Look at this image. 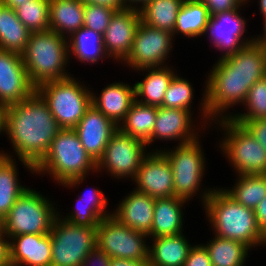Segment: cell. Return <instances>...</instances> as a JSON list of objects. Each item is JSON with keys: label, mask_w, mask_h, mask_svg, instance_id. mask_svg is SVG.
I'll return each mask as SVG.
<instances>
[{"label": "cell", "mask_w": 266, "mask_h": 266, "mask_svg": "<svg viewBox=\"0 0 266 266\" xmlns=\"http://www.w3.org/2000/svg\"><path fill=\"white\" fill-rule=\"evenodd\" d=\"M167 65L163 67H152L137 70L142 72L144 78L141 81H135V97L140 103L160 107L163 104L165 92L177 73L174 66ZM175 68V69H174Z\"/></svg>", "instance_id": "obj_26"}, {"label": "cell", "mask_w": 266, "mask_h": 266, "mask_svg": "<svg viewBox=\"0 0 266 266\" xmlns=\"http://www.w3.org/2000/svg\"><path fill=\"white\" fill-rule=\"evenodd\" d=\"M36 92L22 55L0 49V102L9 106L31 97Z\"/></svg>", "instance_id": "obj_18"}, {"label": "cell", "mask_w": 266, "mask_h": 266, "mask_svg": "<svg viewBox=\"0 0 266 266\" xmlns=\"http://www.w3.org/2000/svg\"><path fill=\"white\" fill-rule=\"evenodd\" d=\"M244 106V107H243ZM241 112L233 110V121H252L266 119V76L254 83L249 89ZM235 112V113H234Z\"/></svg>", "instance_id": "obj_37"}, {"label": "cell", "mask_w": 266, "mask_h": 266, "mask_svg": "<svg viewBox=\"0 0 266 266\" xmlns=\"http://www.w3.org/2000/svg\"><path fill=\"white\" fill-rule=\"evenodd\" d=\"M79 79L72 75L36 88L61 129H74L92 104L91 88Z\"/></svg>", "instance_id": "obj_9"}, {"label": "cell", "mask_w": 266, "mask_h": 266, "mask_svg": "<svg viewBox=\"0 0 266 266\" xmlns=\"http://www.w3.org/2000/svg\"><path fill=\"white\" fill-rule=\"evenodd\" d=\"M3 4L10 6L13 10L19 7L21 4L28 2V0H0Z\"/></svg>", "instance_id": "obj_51"}, {"label": "cell", "mask_w": 266, "mask_h": 266, "mask_svg": "<svg viewBox=\"0 0 266 266\" xmlns=\"http://www.w3.org/2000/svg\"><path fill=\"white\" fill-rule=\"evenodd\" d=\"M211 67L205 76L201 100L198 101L200 112L196 111L199 121L208 129L214 121L230 118V109L244 104L249 89L256 82L253 76L224 75L214 64Z\"/></svg>", "instance_id": "obj_5"}, {"label": "cell", "mask_w": 266, "mask_h": 266, "mask_svg": "<svg viewBox=\"0 0 266 266\" xmlns=\"http://www.w3.org/2000/svg\"><path fill=\"white\" fill-rule=\"evenodd\" d=\"M210 18L207 7L195 0H185L177 15L173 32L174 40L179 35L184 39L203 38L205 27Z\"/></svg>", "instance_id": "obj_31"}, {"label": "cell", "mask_w": 266, "mask_h": 266, "mask_svg": "<svg viewBox=\"0 0 266 266\" xmlns=\"http://www.w3.org/2000/svg\"><path fill=\"white\" fill-rule=\"evenodd\" d=\"M243 125L259 144L266 150V119L252 121H235Z\"/></svg>", "instance_id": "obj_43"}, {"label": "cell", "mask_w": 266, "mask_h": 266, "mask_svg": "<svg viewBox=\"0 0 266 266\" xmlns=\"http://www.w3.org/2000/svg\"><path fill=\"white\" fill-rule=\"evenodd\" d=\"M201 137L186 144H175V146H170L168 149L165 147H159L158 149L156 146L154 149L155 151H161L172 167L174 196L188 202H192L198 196L196 198H199L198 201L201 202V207H203L216 187L208 186L207 188L206 186L203 188L205 184L202 182L206 175L204 172L208 170L206 169L208 165Z\"/></svg>", "instance_id": "obj_6"}, {"label": "cell", "mask_w": 266, "mask_h": 266, "mask_svg": "<svg viewBox=\"0 0 266 266\" xmlns=\"http://www.w3.org/2000/svg\"><path fill=\"white\" fill-rule=\"evenodd\" d=\"M185 0H148L140 8L141 21L151 27L174 32L177 15Z\"/></svg>", "instance_id": "obj_35"}, {"label": "cell", "mask_w": 266, "mask_h": 266, "mask_svg": "<svg viewBox=\"0 0 266 266\" xmlns=\"http://www.w3.org/2000/svg\"><path fill=\"white\" fill-rule=\"evenodd\" d=\"M32 84L37 88L43 83L72 76L67 38L51 29L33 32L25 51L21 54Z\"/></svg>", "instance_id": "obj_4"}, {"label": "cell", "mask_w": 266, "mask_h": 266, "mask_svg": "<svg viewBox=\"0 0 266 266\" xmlns=\"http://www.w3.org/2000/svg\"><path fill=\"white\" fill-rule=\"evenodd\" d=\"M84 5L81 0H49V27L68 38L84 27Z\"/></svg>", "instance_id": "obj_30"}, {"label": "cell", "mask_w": 266, "mask_h": 266, "mask_svg": "<svg viewBox=\"0 0 266 266\" xmlns=\"http://www.w3.org/2000/svg\"><path fill=\"white\" fill-rule=\"evenodd\" d=\"M67 40L69 61L75 59L82 65L92 66L100 64V61L109 60L104 50L102 34L92 29L81 27Z\"/></svg>", "instance_id": "obj_29"}, {"label": "cell", "mask_w": 266, "mask_h": 266, "mask_svg": "<svg viewBox=\"0 0 266 266\" xmlns=\"http://www.w3.org/2000/svg\"><path fill=\"white\" fill-rule=\"evenodd\" d=\"M96 92L91 88L92 105L119 126L136 100L135 84L117 80Z\"/></svg>", "instance_id": "obj_22"}, {"label": "cell", "mask_w": 266, "mask_h": 266, "mask_svg": "<svg viewBox=\"0 0 266 266\" xmlns=\"http://www.w3.org/2000/svg\"><path fill=\"white\" fill-rule=\"evenodd\" d=\"M186 233L149 238V266H184L193 247Z\"/></svg>", "instance_id": "obj_27"}, {"label": "cell", "mask_w": 266, "mask_h": 266, "mask_svg": "<svg viewBox=\"0 0 266 266\" xmlns=\"http://www.w3.org/2000/svg\"><path fill=\"white\" fill-rule=\"evenodd\" d=\"M129 192L113 208L112 215L132 230L149 235L153 225L155 198L134 188Z\"/></svg>", "instance_id": "obj_20"}, {"label": "cell", "mask_w": 266, "mask_h": 266, "mask_svg": "<svg viewBox=\"0 0 266 266\" xmlns=\"http://www.w3.org/2000/svg\"><path fill=\"white\" fill-rule=\"evenodd\" d=\"M262 24H263V32L262 34H256L253 36V42L260 44L262 46H266V16L262 18Z\"/></svg>", "instance_id": "obj_50"}, {"label": "cell", "mask_w": 266, "mask_h": 266, "mask_svg": "<svg viewBox=\"0 0 266 266\" xmlns=\"http://www.w3.org/2000/svg\"><path fill=\"white\" fill-rule=\"evenodd\" d=\"M74 130L87 154L97 163L118 126L91 104Z\"/></svg>", "instance_id": "obj_19"}, {"label": "cell", "mask_w": 266, "mask_h": 266, "mask_svg": "<svg viewBox=\"0 0 266 266\" xmlns=\"http://www.w3.org/2000/svg\"><path fill=\"white\" fill-rule=\"evenodd\" d=\"M20 164L34 176V167L29 163L22 160L16 162V158L0 154V217L2 219L8 214L18 197L29 188L20 182L17 167Z\"/></svg>", "instance_id": "obj_28"}, {"label": "cell", "mask_w": 266, "mask_h": 266, "mask_svg": "<svg viewBox=\"0 0 266 266\" xmlns=\"http://www.w3.org/2000/svg\"><path fill=\"white\" fill-rule=\"evenodd\" d=\"M17 18L33 33L49 27V0H28L15 9Z\"/></svg>", "instance_id": "obj_39"}, {"label": "cell", "mask_w": 266, "mask_h": 266, "mask_svg": "<svg viewBox=\"0 0 266 266\" xmlns=\"http://www.w3.org/2000/svg\"><path fill=\"white\" fill-rule=\"evenodd\" d=\"M97 228V247L110 258L148 262V234L132 230L113 215L104 217Z\"/></svg>", "instance_id": "obj_12"}, {"label": "cell", "mask_w": 266, "mask_h": 266, "mask_svg": "<svg viewBox=\"0 0 266 266\" xmlns=\"http://www.w3.org/2000/svg\"><path fill=\"white\" fill-rule=\"evenodd\" d=\"M187 203L190 204L176 196L155 199L153 225L149 238L183 233L186 223L184 210Z\"/></svg>", "instance_id": "obj_25"}, {"label": "cell", "mask_w": 266, "mask_h": 266, "mask_svg": "<svg viewBox=\"0 0 266 266\" xmlns=\"http://www.w3.org/2000/svg\"><path fill=\"white\" fill-rule=\"evenodd\" d=\"M75 205L68 211L61 213L58 208V216L74 225L97 227L100 221L107 216L112 215V209L109 210L108 196L99 187H93L78 193ZM75 206V207H74Z\"/></svg>", "instance_id": "obj_21"}, {"label": "cell", "mask_w": 266, "mask_h": 266, "mask_svg": "<svg viewBox=\"0 0 266 266\" xmlns=\"http://www.w3.org/2000/svg\"><path fill=\"white\" fill-rule=\"evenodd\" d=\"M202 209L212 234L240 241L251 250L265 248L266 236L258 225L254 210L234 201L220 186L212 191Z\"/></svg>", "instance_id": "obj_3"}, {"label": "cell", "mask_w": 266, "mask_h": 266, "mask_svg": "<svg viewBox=\"0 0 266 266\" xmlns=\"http://www.w3.org/2000/svg\"><path fill=\"white\" fill-rule=\"evenodd\" d=\"M30 34L15 10L0 2V49L22 54Z\"/></svg>", "instance_id": "obj_33"}, {"label": "cell", "mask_w": 266, "mask_h": 266, "mask_svg": "<svg viewBox=\"0 0 266 266\" xmlns=\"http://www.w3.org/2000/svg\"><path fill=\"white\" fill-rule=\"evenodd\" d=\"M213 129L222 133L216 146L222 157L228 160L234 175L266 174V150L243 125L224 118L214 121L211 131Z\"/></svg>", "instance_id": "obj_7"}, {"label": "cell", "mask_w": 266, "mask_h": 266, "mask_svg": "<svg viewBox=\"0 0 266 266\" xmlns=\"http://www.w3.org/2000/svg\"><path fill=\"white\" fill-rule=\"evenodd\" d=\"M109 266H149V264L138 260L111 258Z\"/></svg>", "instance_id": "obj_48"}, {"label": "cell", "mask_w": 266, "mask_h": 266, "mask_svg": "<svg viewBox=\"0 0 266 266\" xmlns=\"http://www.w3.org/2000/svg\"><path fill=\"white\" fill-rule=\"evenodd\" d=\"M0 266H12L10 239L4 234H0Z\"/></svg>", "instance_id": "obj_45"}, {"label": "cell", "mask_w": 266, "mask_h": 266, "mask_svg": "<svg viewBox=\"0 0 266 266\" xmlns=\"http://www.w3.org/2000/svg\"><path fill=\"white\" fill-rule=\"evenodd\" d=\"M145 142L122 133L119 129L112 135L102 158L97 162V173L102 172L115 180L131 181L135 178L142 160L150 152Z\"/></svg>", "instance_id": "obj_11"}, {"label": "cell", "mask_w": 266, "mask_h": 266, "mask_svg": "<svg viewBox=\"0 0 266 266\" xmlns=\"http://www.w3.org/2000/svg\"><path fill=\"white\" fill-rule=\"evenodd\" d=\"M12 266H51L49 234H22L10 239Z\"/></svg>", "instance_id": "obj_24"}, {"label": "cell", "mask_w": 266, "mask_h": 266, "mask_svg": "<svg viewBox=\"0 0 266 266\" xmlns=\"http://www.w3.org/2000/svg\"><path fill=\"white\" fill-rule=\"evenodd\" d=\"M254 1V0H253ZM253 1H251V0H248L247 1V3L249 2V3H251V2H253ZM258 2V7H259V12H260V14H261V17L263 18V17H265L266 16V0H257Z\"/></svg>", "instance_id": "obj_53"}, {"label": "cell", "mask_w": 266, "mask_h": 266, "mask_svg": "<svg viewBox=\"0 0 266 266\" xmlns=\"http://www.w3.org/2000/svg\"><path fill=\"white\" fill-rule=\"evenodd\" d=\"M212 235L209 241L201 243L208 251L212 266H247L252 251L247 245Z\"/></svg>", "instance_id": "obj_32"}, {"label": "cell", "mask_w": 266, "mask_h": 266, "mask_svg": "<svg viewBox=\"0 0 266 266\" xmlns=\"http://www.w3.org/2000/svg\"><path fill=\"white\" fill-rule=\"evenodd\" d=\"M115 11L117 10L102 5L85 3L84 27L103 35L106 28L109 26L110 19Z\"/></svg>", "instance_id": "obj_40"}, {"label": "cell", "mask_w": 266, "mask_h": 266, "mask_svg": "<svg viewBox=\"0 0 266 266\" xmlns=\"http://www.w3.org/2000/svg\"><path fill=\"white\" fill-rule=\"evenodd\" d=\"M60 130L47 104L35 92L31 97L8 106L5 136L7 135L13 153L2 148L0 154L11 158L16 156L18 160L35 167Z\"/></svg>", "instance_id": "obj_1"}, {"label": "cell", "mask_w": 266, "mask_h": 266, "mask_svg": "<svg viewBox=\"0 0 266 266\" xmlns=\"http://www.w3.org/2000/svg\"><path fill=\"white\" fill-rule=\"evenodd\" d=\"M194 89L193 84L177 72L165 92L161 106L171 109L188 110L194 114V111H196L192 107L195 99Z\"/></svg>", "instance_id": "obj_38"}, {"label": "cell", "mask_w": 266, "mask_h": 266, "mask_svg": "<svg viewBox=\"0 0 266 266\" xmlns=\"http://www.w3.org/2000/svg\"><path fill=\"white\" fill-rule=\"evenodd\" d=\"M7 109L8 106L0 102V136L5 135Z\"/></svg>", "instance_id": "obj_49"}, {"label": "cell", "mask_w": 266, "mask_h": 266, "mask_svg": "<svg viewBox=\"0 0 266 266\" xmlns=\"http://www.w3.org/2000/svg\"><path fill=\"white\" fill-rule=\"evenodd\" d=\"M254 213L262 233L266 236V198L255 207Z\"/></svg>", "instance_id": "obj_46"}, {"label": "cell", "mask_w": 266, "mask_h": 266, "mask_svg": "<svg viewBox=\"0 0 266 266\" xmlns=\"http://www.w3.org/2000/svg\"><path fill=\"white\" fill-rule=\"evenodd\" d=\"M233 185L232 187H221V189L234 201L247 208L254 210L266 198V174L236 175Z\"/></svg>", "instance_id": "obj_36"}, {"label": "cell", "mask_w": 266, "mask_h": 266, "mask_svg": "<svg viewBox=\"0 0 266 266\" xmlns=\"http://www.w3.org/2000/svg\"><path fill=\"white\" fill-rule=\"evenodd\" d=\"M173 39V33L170 31L151 27L141 21L131 51L120 65L130 68L131 72L170 65V53L175 48Z\"/></svg>", "instance_id": "obj_13"}, {"label": "cell", "mask_w": 266, "mask_h": 266, "mask_svg": "<svg viewBox=\"0 0 266 266\" xmlns=\"http://www.w3.org/2000/svg\"><path fill=\"white\" fill-rule=\"evenodd\" d=\"M193 115L195 114L188 110L158 107L153 133L146 142L149 150L151 151L150 147L153 146L155 141H162L161 143L175 141L174 143H177V145L186 144L195 141L200 136H203L201 134L211 130L203 123H199L198 119Z\"/></svg>", "instance_id": "obj_15"}, {"label": "cell", "mask_w": 266, "mask_h": 266, "mask_svg": "<svg viewBox=\"0 0 266 266\" xmlns=\"http://www.w3.org/2000/svg\"><path fill=\"white\" fill-rule=\"evenodd\" d=\"M248 4L244 2L238 9L210 16L203 37L208 38L211 48L220 52L218 59L231 56L253 42V36L245 35L248 32V19L241 13L242 7Z\"/></svg>", "instance_id": "obj_14"}, {"label": "cell", "mask_w": 266, "mask_h": 266, "mask_svg": "<svg viewBox=\"0 0 266 266\" xmlns=\"http://www.w3.org/2000/svg\"><path fill=\"white\" fill-rule=\"evenodd\" d=\"M140 22L139 8L127 7L114 12L102 35L104 50L109 59L117 64L126 60Z\"/></svg>", "instance_id": "obj_17"}, {"label": "cell", "mask_w": 266, "mask_h": 266, "mask_svg": "<svg viewBox=\"0 0 266 266\" xmlns=\"http://www.w3.org/2000/svg\"><path fill=\"white\" fill-rule=\"evenodd\" d=\"M157 111V106L146 105L135 100L118 129L146 143L153 133Z\"/></svg>", "instance_id": "obj_34"}, {"label": "cell", "mask_w": 266, "mask_h": 266, "mask_svg": "<svg viewBox=\"0 0 266 266\" xmlns=\"http://www.w3.org/2000/svg\"><path fill=\"white\" fill-rule=\"evenodd\" d=\"M131 182L135 190L155 199L174 196L172 167L161 151L152 149L144 157Z\"/></svg>", "instance_id": "obj_16"}, {"label": "cell", "mask_w": 266, "mask_h": 266, "mask_svg": "<svg viewBox=\"0 0 266 266\" xmlns=\"http://www.w3.org/2000/svg\"><path fill=\"white\" fill-rule=\"evenodd\" d=\"M224 75L253 76L258 81L266 76V47L252 42L231 56L214 64Z\"/></svg>", "instance_id": "obj_23"}, {"label": "cell", "mask_w": 266, "mask_h": 266, "mask_svg": "<svg viewBox=\"0 0 266 266\" xmlns=\"http://www.w3.org/2000/svg\"><path fill=\"white\" fill-rule=\"evenodd\" d=\"M184 266H212L208 251L201 243H195L190 249Z\"/></svg>", "instance_id": "obj_42"}, {"label": "cell", "mask_w": 266, "mask_h": 266, "mask_svg": "<svg viewBox=\"0 0 266 266\" xmlns=\"http://www.w3.org/2000/svg\"><path fill=\"white\" fill-rule=\"evenodd\" d=\"M81 1L93 5H102L115 10H122L128 7L125 4L124 0H81Z\"/></svg>", "instance_id": "obj_47"}, {"label": "cell", "mask_w": 266, "mask_h": 266, "mask_svg": "<svg viewBox=\"0 0 266 266\" xmlns=\"http://www.w3.org/2000/svg\"><path fill=\"white\" fill-rule=\"evenodd\" d=\"M56 203L29 186L3 218V233L9 239L22 234H49L58 215Z\"/></svg>", "instance_id": "obj_8"}, {"label": "cell", "mask_w": 266, "mask_h": 266, "mask_svg": "<svg viewBox=\"0 0 266 266\" xmlns=\"http://www.w3.org/2000/svg\"><path fill=\"white\" fill-rule=\"evenodd\" d=\"M34 170L35 176L47 174L57 186L73 190L97 173V163L87 154L74 129H61Z\"/></svg>", "instance_id": "obj_2"}, {"label": "cell", "mask_w": 266, "mask_h": 266, "mask_svg": "<svg viewBox=\"0 0 266 266\" xmlns=\"http://www.w3.org/2000/svg\"><path fill=\"white\" fill-rule=\"evenodd\" d=\"M3 233V219L0 217V234Z\"/></svg>", "instance_id": "obj_54"}, {"label": "cell", "mask_w": 266, "mask_h": 266, "mask_svg": "<svg viewBox=\"0 0 266 266\" xmlns=\"http://www.w3.org/2000/svg\"><path fill=\"white\" fill-rule=\"evenodd\" d=\"M51 266H81L89 252L97 246V228L78 226L55 218L50 231Z\"/></svg>", "instance_id": "obj_10"}, {"label": "cell", "mask_w": 266, "mask_h": 266, "mask_svg": "<svg viewBox=\"0 0 266 266\" xmlns=\"http://www.w3.org/2000/svg\"><path fill=\"white\" fill-rule=\"evenodd\" d=\"M203 3L209 12V15L223 13L229 10L238 9L245 1L244 0H195Z\"/></svg>", "instance_id": "obj_41"}, {"label": "cell", "mask_w": 266, "mask_h": 266, "mask_svg": "<svg viewBox=\"0 0 266 266\" xmlns=\"http://www.w3.org/2000/svg\"><path fill=\"white\" fill-rule=\"evenodd\" d=\"M128 7L140 8L148 0H124Z\"/></svg>", "instance_id": "obj_52"}, {"label": "cell", "mask_w": 266, "mask_h": 266, "mask_svg": "<svg viewBox=\"0 0 266 266\" xmlns=\"http://www.w3.org/2000/svg\"><path fill=\"white\" fill-rule=\"evenodd\" d=\"M111 258L97 246L89 252L81 266H109Z\"/></svg>", "instance_id": "obj_44"}]
</instances>
